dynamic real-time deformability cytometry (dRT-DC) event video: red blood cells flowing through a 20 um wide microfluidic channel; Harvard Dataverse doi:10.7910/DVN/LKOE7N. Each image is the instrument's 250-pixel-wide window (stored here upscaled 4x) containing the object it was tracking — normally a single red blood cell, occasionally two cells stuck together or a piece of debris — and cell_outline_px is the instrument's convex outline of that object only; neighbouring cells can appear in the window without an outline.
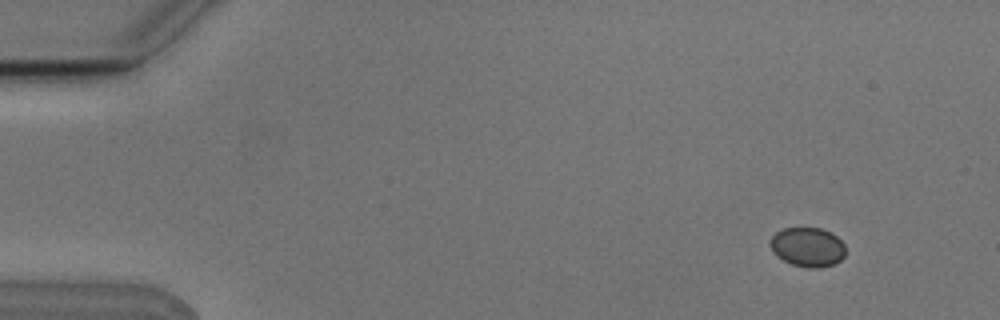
{"species": "Egyptian fruit bat (a non-hibernating species)", "species_latin": "Rousettus aegyptiacus", "temperature_condition": "cold", "stored_images_in_passage": 2, "camera_frame_rate_fps": 3000, "um_per_image_px": 0.085, "animal": {"sex": "male"}, "frame": {"image": 1, "passage_image": 2, "time_ms": 0.333, "image_size_px": [1000, 320], "cell_outline_px": [[844, 256], [836, 264], [820, 268], [808, 268], [792, 264], [776, 256], [772, 252], [768, 244], [772, 236], [776, 232], [784, 228], [820, 228], [832, 232], [844, 244]], "centroid_in_image_um": [68.63, 21.0], "position_along_channel_um": 16.4, "area_um2": 17.46}}